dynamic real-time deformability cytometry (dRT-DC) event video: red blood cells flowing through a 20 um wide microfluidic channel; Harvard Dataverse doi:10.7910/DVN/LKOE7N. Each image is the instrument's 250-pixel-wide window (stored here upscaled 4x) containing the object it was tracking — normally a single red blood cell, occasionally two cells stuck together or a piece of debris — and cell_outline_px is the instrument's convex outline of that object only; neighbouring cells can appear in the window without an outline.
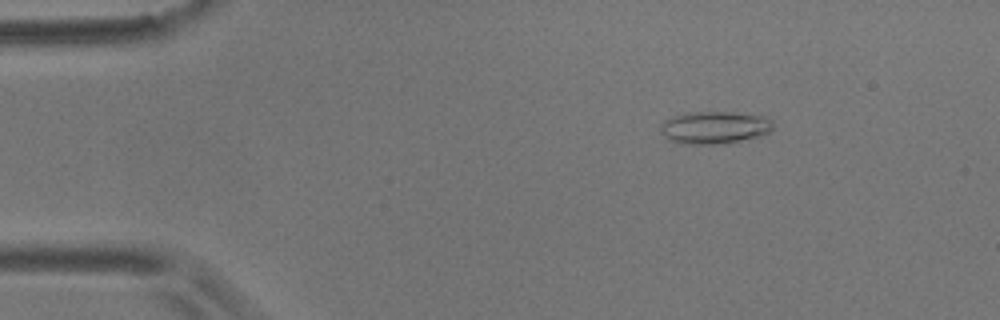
{"species": "common noctule bat (a hibernating species)", "species_latin": "Nyctalus noctula", "temperature_condition": "room temperature", "stored_images_in_passage": 9, "camera_frame_rate_fps": 3000, "um_per_image_px": 0.085, "animal": {"sex": "male", "body_mass_g": 17.9}, "frame": {"image": 1, "passage_image": 1, "time_ms": 0.0, "image_size_px": [1000, 320], "cell_outline_px": [[772, 128], [768, 132], [760, 136], [720, 144], [680, 144], [664, 136], [660, 132], [660, 124], [664, 120], [688, 112], [732, 112], [764, 116], [772, 120]], "centroid_in_image_um": [60.71, 10.84], "position_along_channel_um": 24.3, "area_um2": 21.21}}